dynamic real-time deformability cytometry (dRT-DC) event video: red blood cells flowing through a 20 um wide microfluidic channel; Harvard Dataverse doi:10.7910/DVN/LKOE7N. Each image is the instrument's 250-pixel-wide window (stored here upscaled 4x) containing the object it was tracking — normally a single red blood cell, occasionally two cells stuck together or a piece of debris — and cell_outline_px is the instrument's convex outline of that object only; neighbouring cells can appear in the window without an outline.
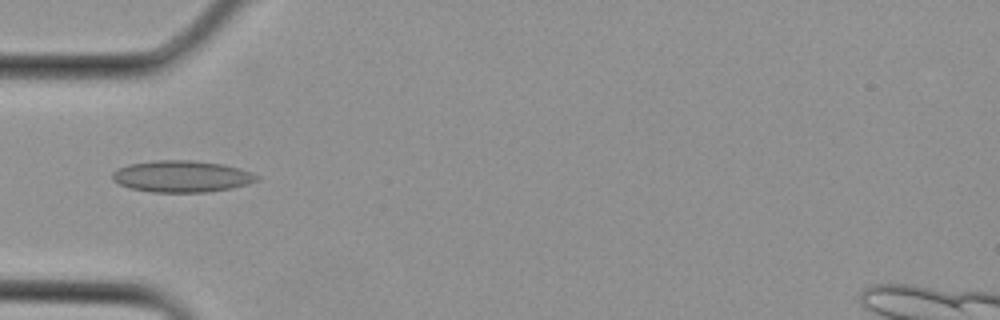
{"species": "Egyptian fruit bat (a non-hibernating species)", "species_latin": "Rousettus aegyptiacus", "temperature_condition": "cold", "stored_images_in_passage": 16, "camera_frame_rate_fps": 3000, "um_per_image_px": 0.085, "animal": {"sex": "female"}, "frame": {"image": 1, "passage_image": 9, "time_ms": 2.667, "image_size_px": [1000, 320], "cell_outline_px": [[260, 180], [248, 184], [232, 188], [204, 192], [152, 192], [128, 188], [112, 180], [112, 172], [116, 168], [128, 164], [156, 160], [188, 160], [224, 164], [240, 168], [260, 176]], "centroid_in_image_um": [15.44, 14.99], "position_along_channel_um": 69.6, "area_um2": 26.82}}
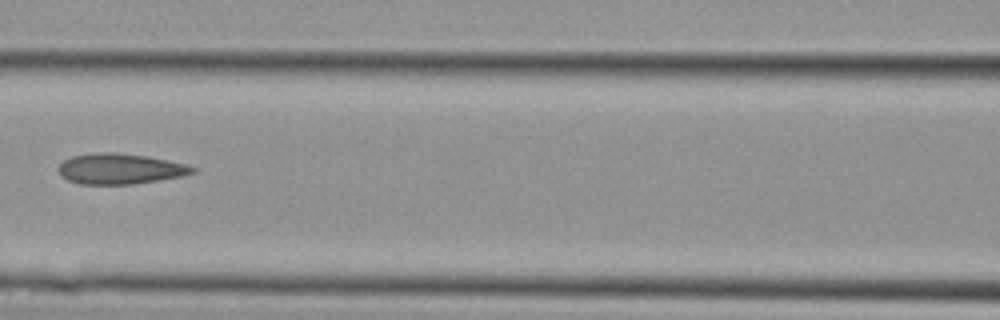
{"frame": {"image": 2, "passage_image": 13, "time_ms": 4.0, "image_size_px": [1000, 320], "cell_outline_px": [[196, 172], [180, 176], [132, 184], [80, 184], [68, 180], [60, 176], [56, 168], [64, 160], [72, 156], [100, 152], [112, 152], [148, 156], [168, 160], [184, 164], [196, 168]], "centroid_in_image_um": [10.15, 14.34], "position_along_channel_um": 156.4, "area_um2": 23.76}}
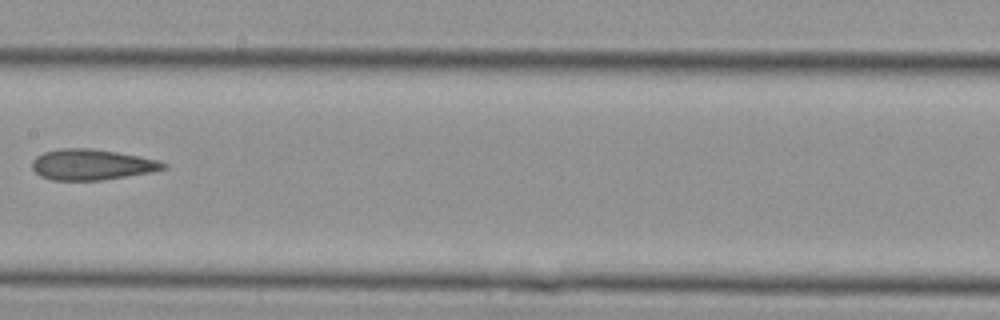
{"frame": {"image": 3, "passage_image": 15, "time_ms": 4.667, "image_size_px": [1000, 320], "cell_outline_px": [[168, 168], [152, 172], [100, 180], [52, 180], [40, 176], [32, 168], [32, 160], [36, 156], [44, 152], [60, 148], [92, 148], [140, 156], [156, 160], [168, 164]], "centroid_in_image_um": [7.79, 13.98], "position_along_channel_um": 199.6, "area_um2": 23.52}}